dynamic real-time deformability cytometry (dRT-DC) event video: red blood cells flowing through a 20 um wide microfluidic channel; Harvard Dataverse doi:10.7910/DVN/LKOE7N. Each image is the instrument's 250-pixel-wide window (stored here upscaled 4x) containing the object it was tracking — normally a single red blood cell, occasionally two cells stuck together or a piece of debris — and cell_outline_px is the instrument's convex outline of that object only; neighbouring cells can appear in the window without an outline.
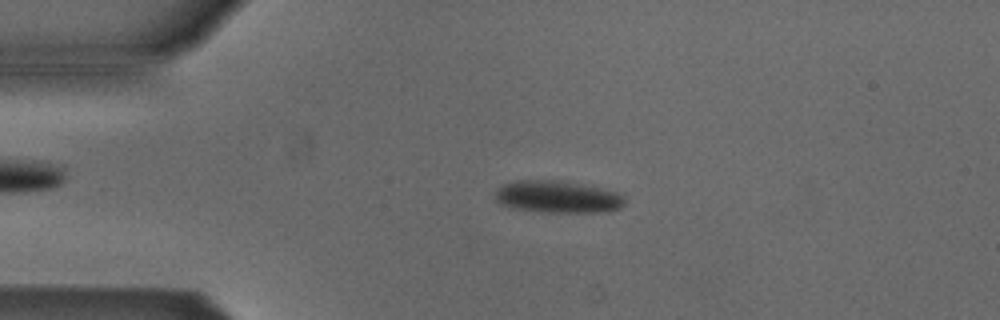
{"species": "Egyptian fruit bat (a non-hibernating species)", "species_latin": "Rousettus aegyptiacus", "temperature_condition": "cold", "stored_images_in_passage": 6, "camera_frame_rate_fps": 3000, "um_per_image_px": 0.085, "animal": {"sex": "male"}, "frame": {"image": 1, "passage_image": 4, "time_ms": 3.333, "image_size_px": [1000, 320], "cell_outline_px": [[624, 204], [620, 208], [600, 212], [540, 212], [512, 208], [500, 204], [496, 200], [496, 192], [504, 184], [516, 180], [556, 180], [580, 184], [600, 188], [616, 192], [624, 196]], "centroid_in_image_um": [47.38, 16.74], "position_along_channel_um": 37.6, "area_um2": 24.1}}
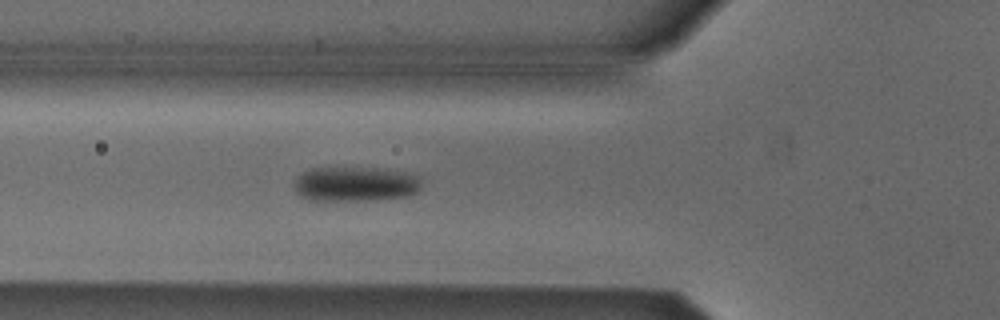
{"frame": {"image": 2, "passage_image": 6, "time_ms": 5.667, "image_size_px": [1000, 320], "cell_outline_px": [[420, 188], [416, 192], [408, 196], [364, 200], [308, 200], [300, 196], [296, 192], [292, 184], [296, 176], [312, 168], [388, 168], [408, 172], [420, 176]], "centroid_in_image_um": [30.19, 15.63], "position_along_channel_um": 95.6, "area_um2": 26.07}}